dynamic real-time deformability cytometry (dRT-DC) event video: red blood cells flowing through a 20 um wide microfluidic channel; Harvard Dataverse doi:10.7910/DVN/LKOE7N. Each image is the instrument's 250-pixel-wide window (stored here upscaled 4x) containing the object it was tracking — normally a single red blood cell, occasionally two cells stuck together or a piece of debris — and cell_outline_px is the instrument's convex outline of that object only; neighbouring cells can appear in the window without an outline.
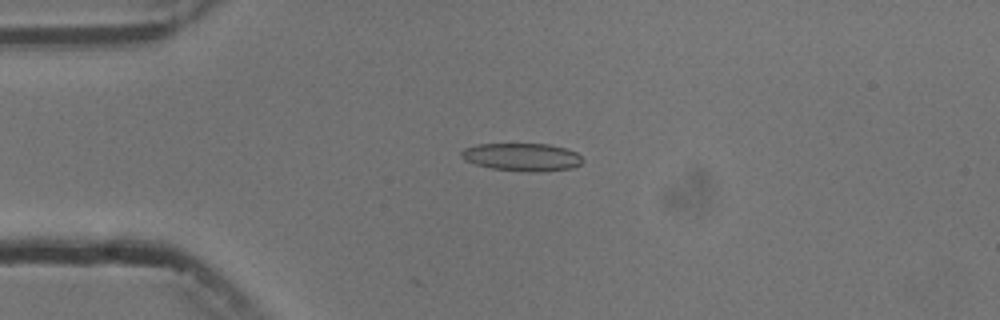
{"species": "common noctule bat (a hibernating species)", "species_latin": "Nyctalus noctula", "temperature_condition": "cold", "stored_images_in_passage": 3, "camera_frame_rate_fps": 3000, "um_per_image_px": 0.085, "animal": {"sex": "male", "body_mass_g": 13.3}, "frame": {"image": 1, "passage_image": 2, "time_ms": 2.0, "image_size_px": [1000, 320], "cell_outline_px": [[584, 160], [580, 164], [572, 168], [528, 172], [492, 168], [476, 164], [464, 160], [460, 156], [460, 152], [464, 148], [480, 144], [548, 144], [564, 148], [576, 152]], "centroid_in_image_um": [44.35, 13.34], "position_along_channel_um": 40.6, "area_um2": 19.48}}